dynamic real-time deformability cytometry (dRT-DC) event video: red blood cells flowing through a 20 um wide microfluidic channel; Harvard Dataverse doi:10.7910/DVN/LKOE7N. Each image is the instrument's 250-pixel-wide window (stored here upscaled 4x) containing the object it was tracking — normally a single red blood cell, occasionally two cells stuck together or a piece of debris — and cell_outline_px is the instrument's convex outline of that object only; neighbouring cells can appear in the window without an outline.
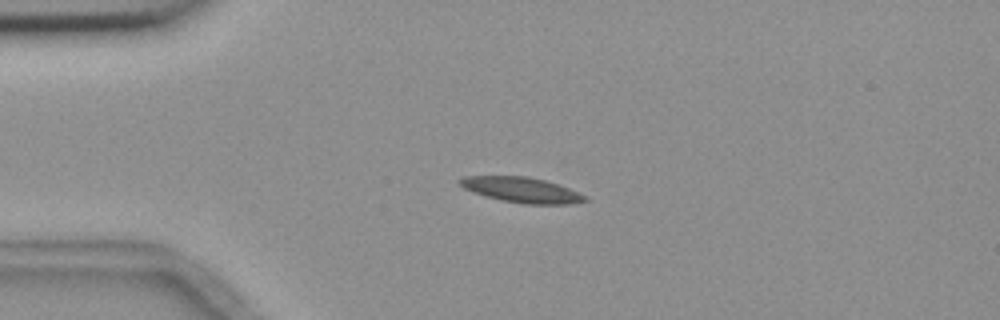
{"species": "common noctule bat (a hibernating species)", "species_latin": "Nyctalus noctula", "temperature_condition": "room temperature", "stored_images_in_passage": 3, "camera_frame_rate_fps": 3000, "um_per_image_px": 0.085, "animal": {"sex": "female", "body_mass_g": 18.4}, "frame": {"image": 1, "passage_image": 3, "time_ms": 2.667, "image_size_px": [1000, 320], "cell_outline_px": [[588, 200], [572, 204], [524, 204], [500, 200], [484, 196], [472, 192], [464, 188], [460, 184], [460, 180], [464, 176], [528, 176], [544, 180], [568, 188], [588, 196]], "centroid_in_image_um": [44.35, 16.15], "position_along_channel_um": 40.6, "area_um2": 18.44}}